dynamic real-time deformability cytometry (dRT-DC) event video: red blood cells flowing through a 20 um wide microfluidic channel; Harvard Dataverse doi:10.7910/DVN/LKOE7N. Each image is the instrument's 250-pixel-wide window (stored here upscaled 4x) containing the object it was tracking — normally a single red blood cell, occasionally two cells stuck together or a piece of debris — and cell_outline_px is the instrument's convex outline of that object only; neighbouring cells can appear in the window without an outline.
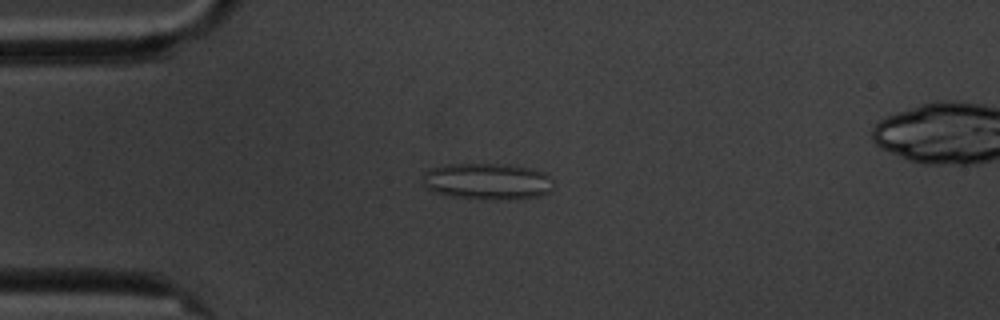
{"species": "common noctule bat (a hibernating species)", "species_latin": "Nyctalus noctula", "temperature_condition": "cold", "stored_images_in_passage": 6, "camera_frame_rate_fps": 3000, "um_per_image_px": 0.085, "animal": {"sex": "male", "body_mass_g": 20.1, "forearm_length_mm": 53.5}, "frame": {"image": 1, "passage_image": 3, "time_ms": 2.333, "image_size_px": [1000, 320], "cell_outline_px": [[552, 192], [540, 196], [500, 200], [448, 196], [436, 192], [428, 188], [424, 184], [424, 172], [428, 168], [444, 164], [508, 164], [532, 168], [544, 172], [552, 180]], "centroid_in_image_um": [41.45, 15.4], "position_along_channel_um": 43.6, "area_um2": 27.98}}
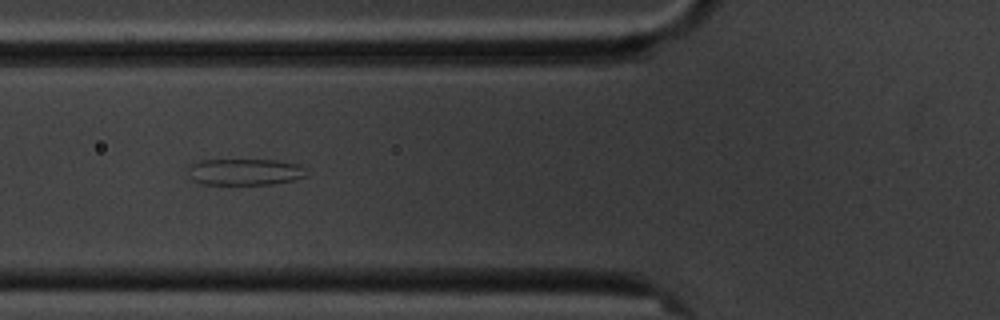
{"frame": {"image": 2, "passage_image": 5, "time_ms": 4.667, "image_size_px": [1000, 320], "cell_outline_px": [[308, 176], [296, 180], [272, 184], [200, 184], [192, 180], [188, 168], [192, 164], [200, 160], [276, 160], [296, 164]], "centroid_in_image_um": [20.78, 14.62], "position_along_channel_um": 105.0, "area_um2": 18.09}}
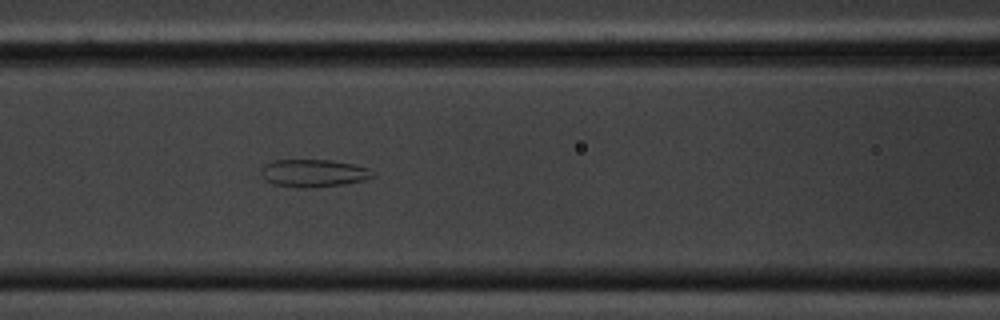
{"frame": {"image": 3, "passage_image": 6, "time_ms": 5.667, "image_size_px": [1000, 320], "cell_outline_px": [[376, 176], [364, 180], [344, 184], [272, 184], [264, 180], [260, 172], [260, 168], [264, 164], [272, 160], [332, 160], [352, 164], [368, 168], [376, 172]], "centroid_in_image_um": [26.67, 14.65], "position_along_channel_um": 139.9, "area_um2": 17.11}}